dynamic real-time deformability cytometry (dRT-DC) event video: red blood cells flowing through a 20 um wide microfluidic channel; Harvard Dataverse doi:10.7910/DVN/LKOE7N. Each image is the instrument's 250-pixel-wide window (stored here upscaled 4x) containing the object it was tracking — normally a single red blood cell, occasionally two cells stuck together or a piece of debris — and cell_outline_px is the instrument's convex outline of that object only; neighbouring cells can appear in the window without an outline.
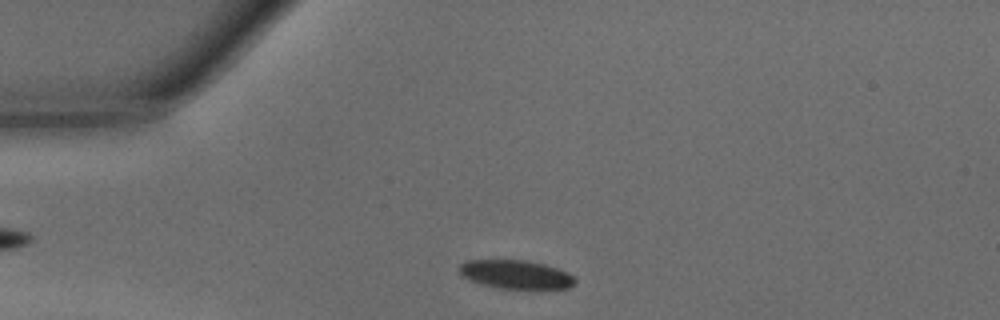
{"species": "common noctule bat (a hibernating species)", "species_latin": "Nyctalus noctula", "temperature_condition": "warm", "stored_images_in_passage": 28, "camera_frame_rate_fps": 3000, "um_per_image_px": 0.085, "animal": {"sex": "male", "body_mass_g": 15.6}, "frame": {"image": 1, "passage_image": 2, "time_ms": 0.333, "image_size_px": [1000, 320], "cell_outline_px": [[576, 284], [568, 288], [500, 288], [484, 284], [460, 276], [456, 268], [464, 260], [524, 260], [544, 264], [568, 272], [576, 280]], "centroid_in_image_um": [43.8, 23.31], "position_along_channel_um": 41.2, "area_um2": 19.25}}
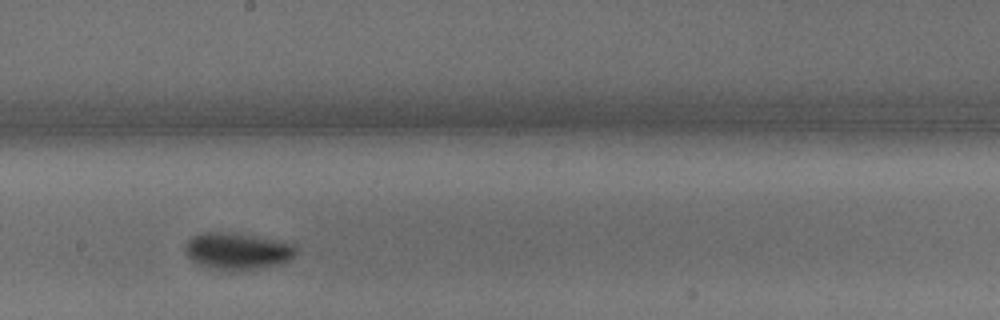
{"frame": {"image": 2, "passage_image": 17, "time_ms": 5.333, "image_size_px": [1000, 320], "cell_outline_px": [[296, 252], [288, 260], [280, 264], [256, 268], [216, 268], [200, 264], [192, 260], [184, 252], [184, 248], [188, 240], [192, 236], [204, 232], [220, 232], [252, 236], [276, 240], [292, 244], [296, 248]], "centroid_in_image_um": [20.14, 21.31], "position_along_channel_um": 228.1, "area_um2": 22.72}}
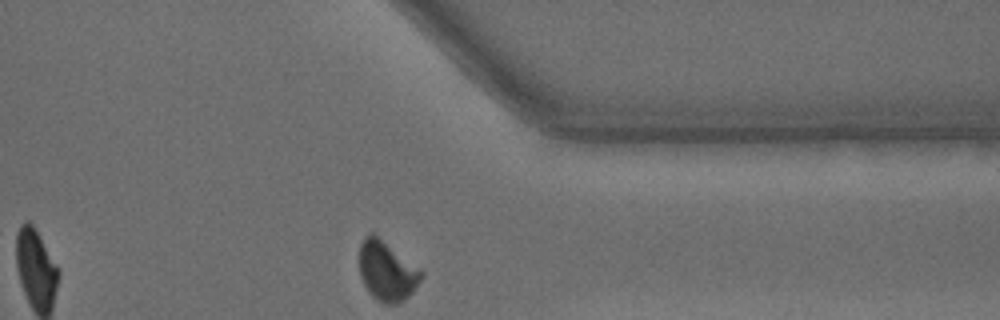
{"frame": {"image": 3, "passage_image": 28, "time_ms": 9.0, "image_size_px": [1000, 320], "cell_outline_px": [[424, 276], [412, 292], [404, 300], [396, 304], [384, 304], [376, 300], [368, 292], [360, 276], [360, 244], [364, 236], [368, 232], [372, 232], [424, 272]], "centroid_in_image_um": [32.87, 23.05], "position_along_channel_um": 378.5, "area_um2": 21.44}, "authors_computed_cell_mechanics": {"area_um2": 22.2241, "velocity_mm_per_s": 4.2618, "shape_relaxation_time_tau1_ms": 2.1312, "shape_relaxation_time_tau2_ms": 2.4549, "deformation_change_tau1": 0.1278, "deformation_change_tau2": 0.0544}}